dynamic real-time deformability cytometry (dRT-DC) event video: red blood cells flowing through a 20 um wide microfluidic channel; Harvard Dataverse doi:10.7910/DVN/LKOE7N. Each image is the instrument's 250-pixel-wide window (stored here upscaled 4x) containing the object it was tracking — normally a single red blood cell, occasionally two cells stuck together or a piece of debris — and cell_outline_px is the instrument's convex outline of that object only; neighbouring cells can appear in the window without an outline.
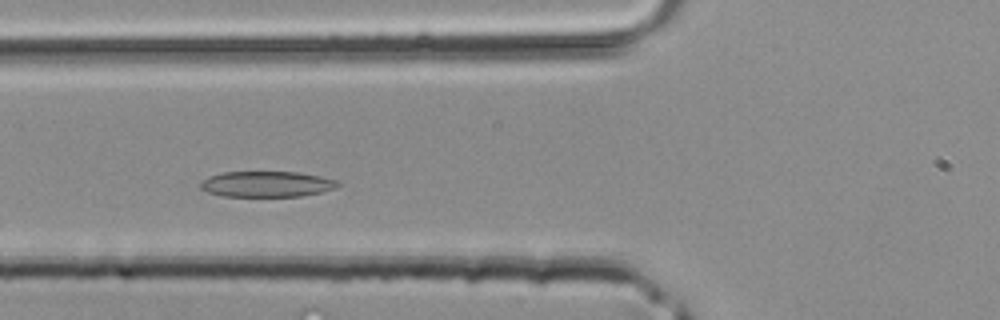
{"species": "common noctule bat (a hibernating species)", "species_latin": "Nyctalus noctula", "temperature_condition": "room temperature", "stored_images_in_passage": 25, "camera_frame_rate_fps": 3000, "um_per_image_px": 0.085, "animal": {"sex": "male", "body_mass_g": 20.4}, "frame": {"image": 1, "passage_image": 6, "time_ms": 1.667, "image_size_px": [1000, 320], "cell_outline_px": [[340, 184], [336, 188], [320, 192], [300, 196], [224, 196], [208, 192], [200, 188], [200, 184], [208, 176], [220, 172], [296, 172], [320, 176], [336, 180]], "centroid_in_image_um": [22.65, 15.64], "position_along_channel_um": 103.1, "area_um2": 20.46}}
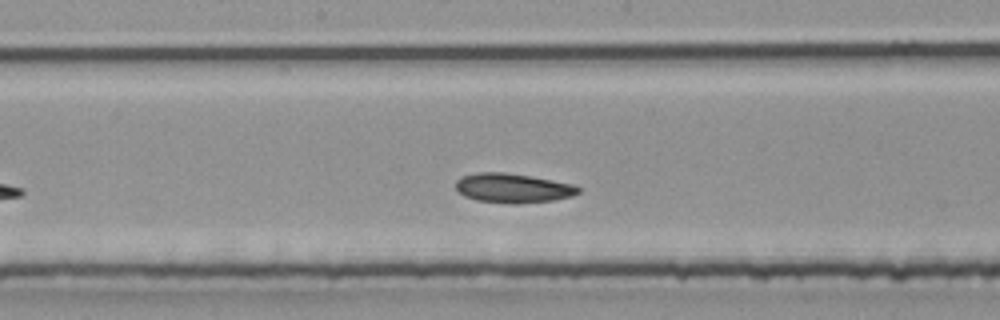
{"frame": {"image": 2, "passage_image": 12, "time_ms": 3.667, "image_size_px": [1000, 320], "cell_outline_px": [[580, 192], [572, 196], [552, 200], [520, 204], [512, 204], [476, 200], [464, 196], [456, 188], [456, 180], [460, 176], [480, 172], [504, 172], [576, 184], [580, 188]], "centroid_in_image_um": [43.6, 15.99], "position_along_channel_um": 204.6, "area_um2": 21.04}}
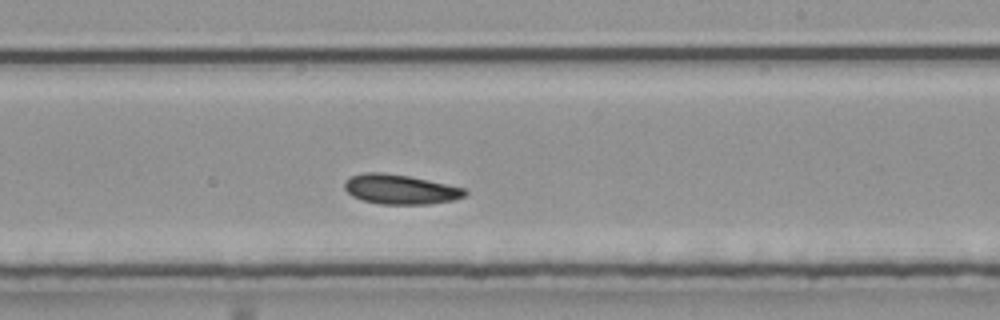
{"frame": {"image": 3, "passage_image": 15, "time_ms": 4.667, "image_size_px": [1000, 320], "cell_outline_px": [[468, 192], [464, 196], [452, 200], [428, 204], [380, 204], [360, 200], [352, 196], [344, 188], [344, 180], [348, 176], [364, 172], [384, 172], [408, 176], [428, 180], [464, 188]], "centroid_in_image_um": [33.95, 16.08], "position_along_channel_um": 255.0, "area_um2": 20.92}}